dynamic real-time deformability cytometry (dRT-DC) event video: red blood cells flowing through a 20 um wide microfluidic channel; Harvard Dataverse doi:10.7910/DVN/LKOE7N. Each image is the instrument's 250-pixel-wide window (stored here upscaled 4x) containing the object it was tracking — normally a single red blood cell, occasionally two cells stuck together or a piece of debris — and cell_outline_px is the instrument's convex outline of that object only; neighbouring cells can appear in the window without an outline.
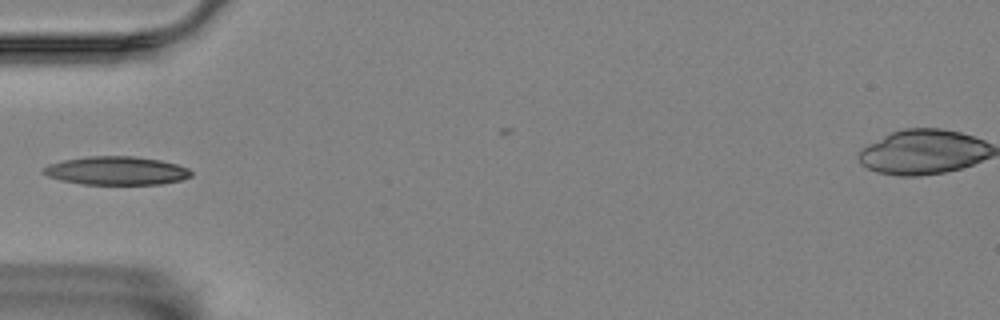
{"species": "Egyptian fruit bat (a non-hibernating species)", "species_latin": "Rousettus aegyptiacus", "temperature_condition": "room temperature", "stored_images_in_passage": 9, "camera_frame_rate_fps": 3000, "um_per_image_px": 0.085, "animal": {"sex": "female"}, "frame": {"image": 1, "passage_image": 3, "time_ms": 0.667, "image_size_px": [1000, 320], "cell_outline_px": [[192, 176], [180, 180], [160, 184], [80, 184], [60, 180], [48, 176], [40, 172], [48, 164], [64, 160], [88, 156], [132, 156], [160, 160], [176, 164], [188, 168], [192, 172]], "centroid_in_image_um": [9.88, 14.51], "position_along_channel_um": 75.1, "area_um2": 24.45}}
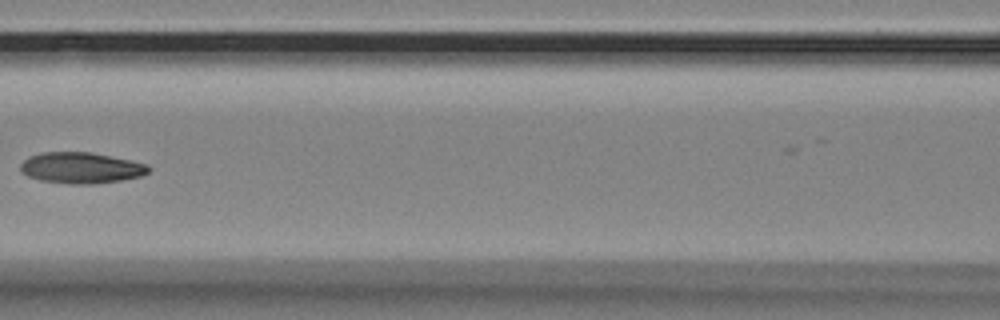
{"frame": {"image": 2, "passage_image": 5, "time_ms": 1.333, "image_size_px": [1000, 320], "cell_outline_px": [[152, 168], [148, 172], [140, 176], [120, 180], [92, 184], [68, 184], [40, 180], [28, 176], [20, 168], [20, 164], [28, 156], [40, 152], [92, 152], [148, 164]], "centroid_in_image_um": [6.88, 14.26], "position_along_channel_um": 159.7, "area_um2": 23.18}}
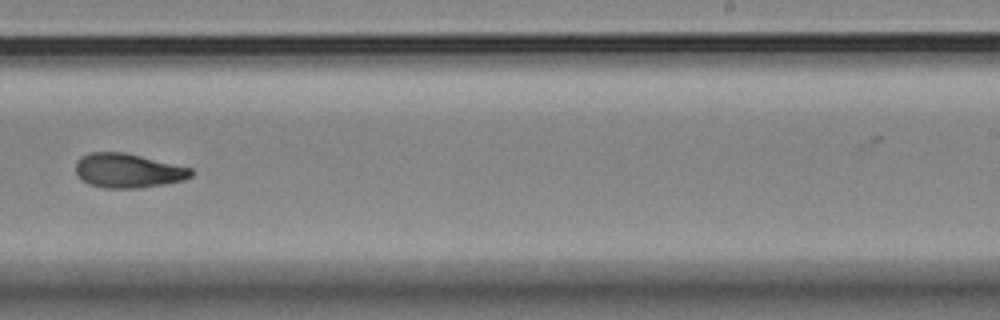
{"frame": {"image": 3, "passage_image": 8, "time_ms": 2.333, "image_size_px": [1000, 320], "cell_outline_px": [[196, 172], [192, 176], [184, 180], [164, 184], [136, 188], [104, 188], [92, 184], [84, 180], [76, 172], [76, 160], [92, 152], [124, 152], [192, 168]], "centroid_in_image_um": [10.93, 14.5], "position_along_channel_um": 278.1, "area_um2": 22.83}}